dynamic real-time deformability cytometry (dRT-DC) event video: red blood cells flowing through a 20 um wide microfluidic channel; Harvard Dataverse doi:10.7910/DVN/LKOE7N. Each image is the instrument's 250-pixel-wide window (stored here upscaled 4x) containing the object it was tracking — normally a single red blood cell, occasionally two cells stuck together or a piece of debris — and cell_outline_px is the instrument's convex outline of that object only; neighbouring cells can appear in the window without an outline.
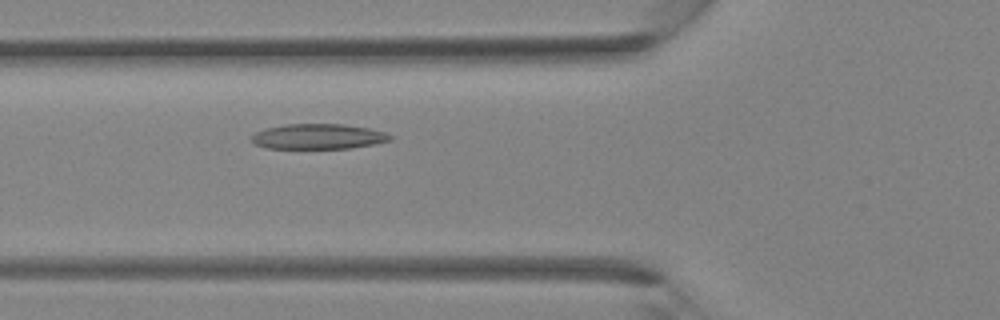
{"species": "Egyptian fruit bat (a non-hibernating species)", "species_latin": "Rousettus aegyptiacus", "temperature_condition": "room temperature", "stored_images_in_passage": 35, "camera_frame_rate_fps": 3000, "um_per_image_px": 0.085, "animal": {"sex": "female"}, "frame": {"image": 1, "passage_image": 12, "time_ms": 3.667, "image_size_px": [1000, 320], "cell_outline_px": [[392, 140], [352, 148], [264, 148], [256, 144], [252, 140], [252, 136], [256, 132], [264, 128], [288, 124], [344, 124], [368, 128], [384, 132], [392, 136]], "centroid_in_image_um": [27.05, 11.6], "position_along_channel_um": 98.8, "area_um2": 20.23}}
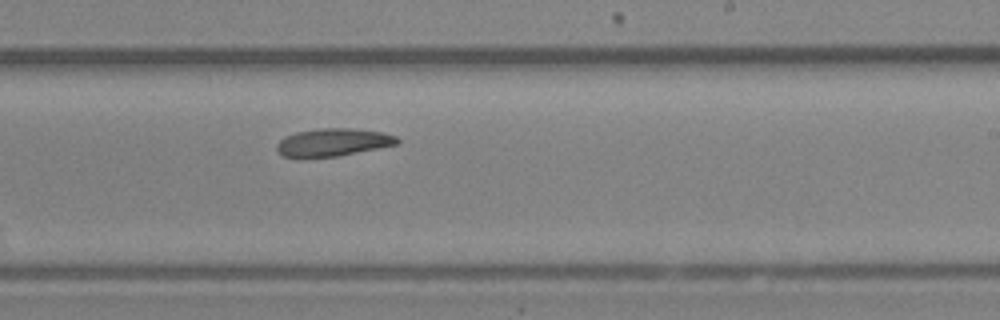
{"frame": {"image": 2, "passage_image": 21, "time_ms": 6.667, "image_size_px": [1000, 320], "cell_outline_px": [[400, 144], [336, 156], [284, 156], [276, 148], [276, 144], [284, 136], [296, 132], [320, 128], [348, 128], [384, 132], [396, 136], [400, 140]], "centroid_in_image_um": [28.36, 12.07], "position_along_channel_um": 260.6, "area_um2": 19.19}}
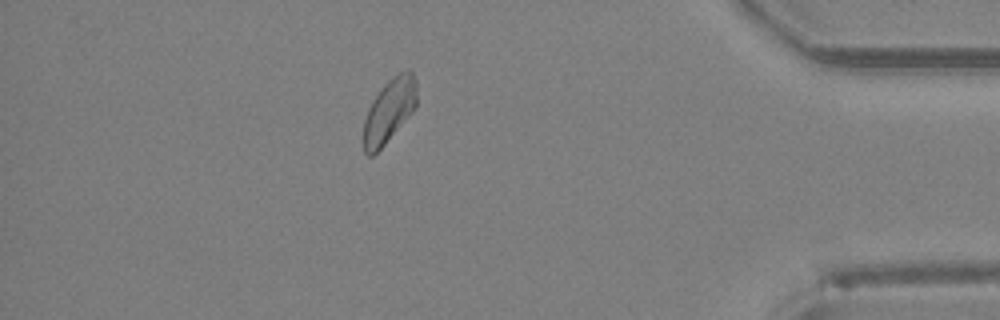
{"frame": {"image": 3, "passage_image": 31, "time_ms": 10.0, "image_size_px": [1000, 320], "cell_outline_px": [[416, 108], [384, 144], [372, 156], [368, 156], [364, 152], [364, 120], [368, 108], [372, 100], [384, 84], [392, 76], [408, 68], [412, 72], [416, 80]], "centroid_in_image_um": [33.09, 9.37], "position_along_channel_um": 402.1, "area_um2": 19.65}}